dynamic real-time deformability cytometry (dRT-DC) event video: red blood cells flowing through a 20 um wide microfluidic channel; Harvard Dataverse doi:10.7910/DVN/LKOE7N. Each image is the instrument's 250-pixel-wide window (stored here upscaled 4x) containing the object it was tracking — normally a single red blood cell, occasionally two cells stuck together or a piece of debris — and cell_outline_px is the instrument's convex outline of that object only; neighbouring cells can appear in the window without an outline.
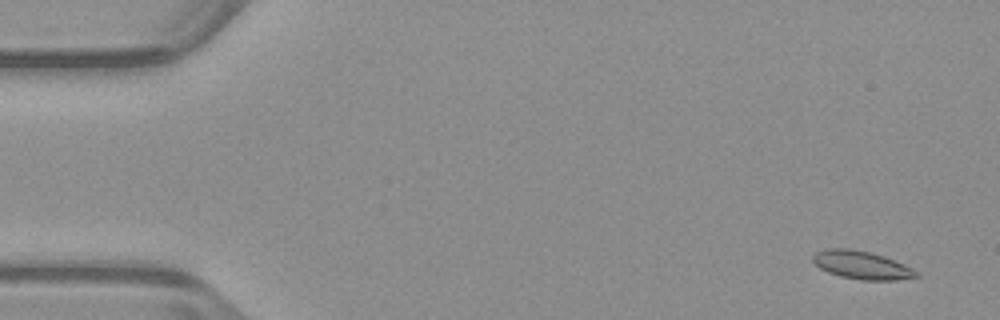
{"species": "common noctule bat (a hibernating species)", "species_latin": "Nyctalus noctula", "temperature_condition": "warm", "stored_images_in_passage": 53, "camera_frame_rate_fps": 3000, "um_per_image_px": 0.085, "animal": {"sex": "male", "body_mass_g": 23.1, "forearm_length_mm": 52.7}, "frame": {"image": 1, "passage_image": 3, "time_ms": 0.667, "image_size_px": [1000, 320], "cell_outline_px": [[920, 276], [896, 280], [860, 280], [840, 276], [828, 272], [820, 268], [812, 260], [812, 256], [816, 252], [828, 248], [848, 248], [872, 252], [884, 256], [904, 264], [920, 272]], "centroid_in_image_um": [73.26, 22.53], "position_along_channel_um": 11.7, "area_um2": 17.05}}
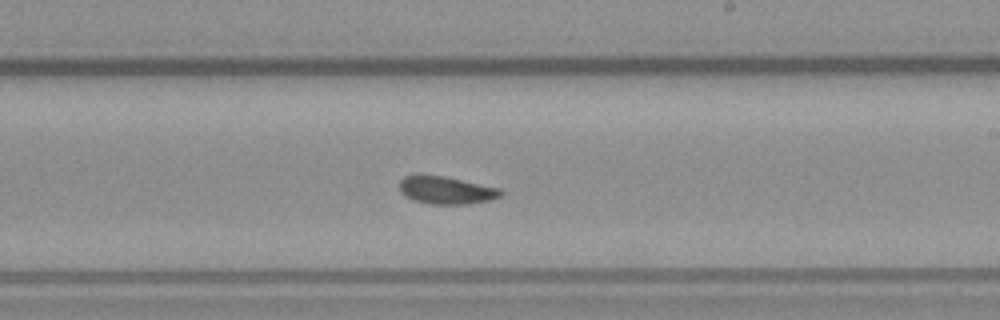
{"frame": {"image": 2, "passage_image": 31, "time_ms": 10.0, "image_size_px": [1000, 320], "cell_outline_px": [[504, 192], [500, 196], [492, 200], [468, 204], [428, 204], [412, 200], [400, 192], [400, 180], [404, 176], [416, 172], [420, 172], [444, 176], [500, 188]], "centroid_in_image_um": [37.88, 16.14], "position_along_channel_um": 251.1, "area_um2": 16.88}}
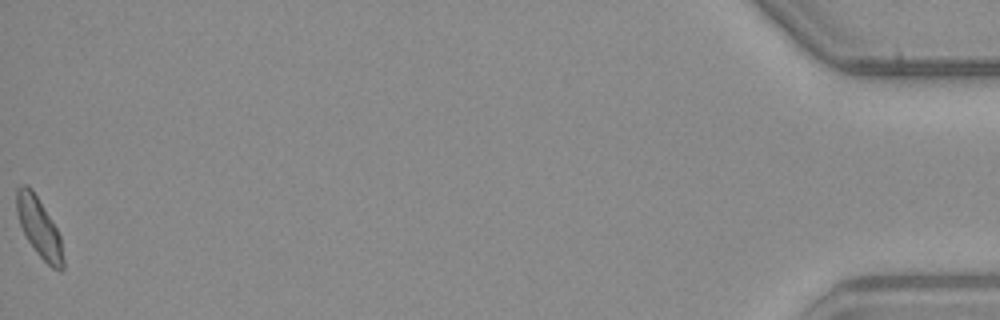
{"frame": {"image": 3, "passage_image": 53, "time_ms": 17.333, "image_size_px": [1000, 320], "cell_outline_px": [[64, 268], [60, 272], [52, 268], [36, 252], [28, 240], [20, 224], [16, 212], [16, 188], [20, 184], [28, 184], [32, 188], [52, 220], [60, 236], [64, 260]], "centroid_in_image_um": [3.32, 19.31], "position_along_channel_um": 431.9, "area_um2": 16.18}, "authors_computed_cell_mechanics": {"area_um2": 16.5308, "velocity_mm_per_s": 3.93, "shape_relaxation_time_tau1_ms": 3.3847, "shape_relaxation_time_tau2_ms": 1.6719, "deformation_change_tau1": 0.0823, "deformation_change_tau2": 0.0563}}